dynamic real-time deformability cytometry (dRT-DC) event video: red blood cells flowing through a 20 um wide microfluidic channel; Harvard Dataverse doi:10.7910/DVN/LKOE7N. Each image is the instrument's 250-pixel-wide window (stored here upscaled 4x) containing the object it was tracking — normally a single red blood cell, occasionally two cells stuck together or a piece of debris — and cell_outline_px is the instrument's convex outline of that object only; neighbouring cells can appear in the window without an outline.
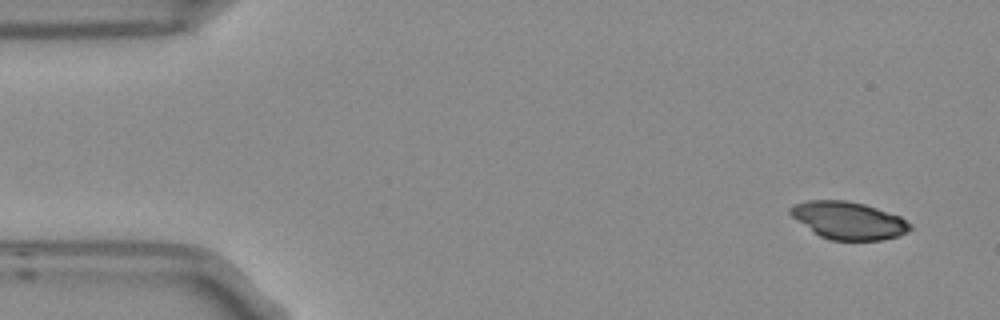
{"species": "Egyptian fruit bat (a non-hibernating species)", "species_latin": "Rousettus aegyptiacus", "temperature_condition": "room temperature", "stored_images_in_passage": 4, "camera_frame_rate_fps": 3000, "um_per_image_px": 0.085, "frame": {"image": 1, "passage_image": 1, "time_ms": 0.0, "image_size_px": [1000, 320], "cell_outline_px": [[912, 228], [908, 232], [900, 236], [880, 240], [832, 240], [820, 236], [792, 216], [788, 212], [788, 208], [792, 204], [808, 200], [844, 200], [864, 204], [900, 216], [912, 224]], "centroid_in_image_um": [72.14, 18.73], "position_along_channel_um": 12.9, "area_um2": 26.13}}